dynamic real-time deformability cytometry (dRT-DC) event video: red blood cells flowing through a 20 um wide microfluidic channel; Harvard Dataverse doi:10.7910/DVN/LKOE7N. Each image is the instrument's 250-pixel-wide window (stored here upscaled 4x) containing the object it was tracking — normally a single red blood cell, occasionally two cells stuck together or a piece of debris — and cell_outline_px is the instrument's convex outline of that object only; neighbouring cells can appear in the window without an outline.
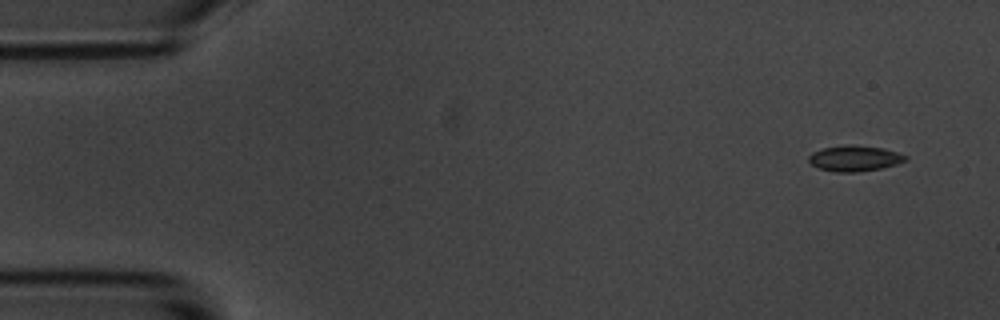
{"species": "common noctule bat (a hibernating species)", "species_latin": "Nyctalus noctula", "temperature_condition": "room temperature", "stored_images_in_passage": 5, "camera_frame_rate_fps": 3000, "um_per_image_px": 0.085, "animal": {"sex": "male", "body_mass_g": 20.1, "forearm_length_mm": 53.5}, "frame": {"image": 1, "passage_image": 1, "time_ms": 0.0, "image_size_px": [1000, 320], "cell_outline_px": [[908, 160], [896, 164], [880, 168], [860, 172], [836, 172], [820, 168], [812, 164], [808, 160], [808, 156], [812, 152], [824, 148], [848, 144], [852, 144], [884, 148], [908, 156]], "centroid_in_image_um": [72.66, 13.45], "position_along_channel_um": 12.3, "area_um2": 14.51}}
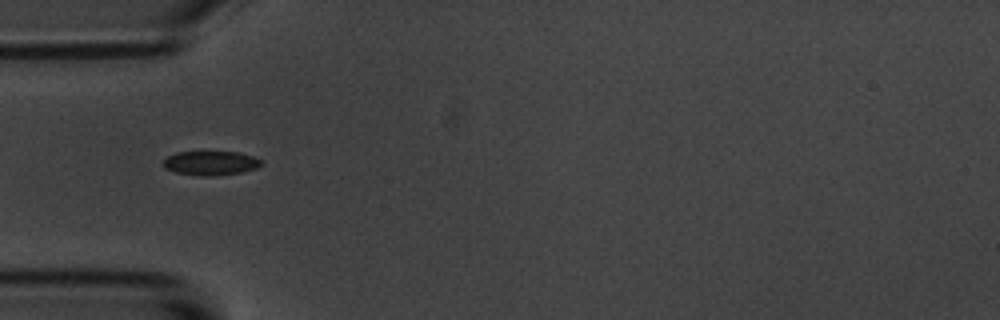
{"frame": {"image": 2, "passage_image": 5, "time_ms": 4.667, "image_size_px": [1000, 320], "cell_outline_px": [[264, 164], [256, 168], [240, 172], [212, 176], [200, 176], [176, 172], [164, 168], [164, 160], [168, 156], [176, 152], [236, 152], [252, 156], [260, 160]], "centroid_in_image_um": [17.9, 13.86], "position_along_channel_um": 67.1, "area_um2": 13.64}}